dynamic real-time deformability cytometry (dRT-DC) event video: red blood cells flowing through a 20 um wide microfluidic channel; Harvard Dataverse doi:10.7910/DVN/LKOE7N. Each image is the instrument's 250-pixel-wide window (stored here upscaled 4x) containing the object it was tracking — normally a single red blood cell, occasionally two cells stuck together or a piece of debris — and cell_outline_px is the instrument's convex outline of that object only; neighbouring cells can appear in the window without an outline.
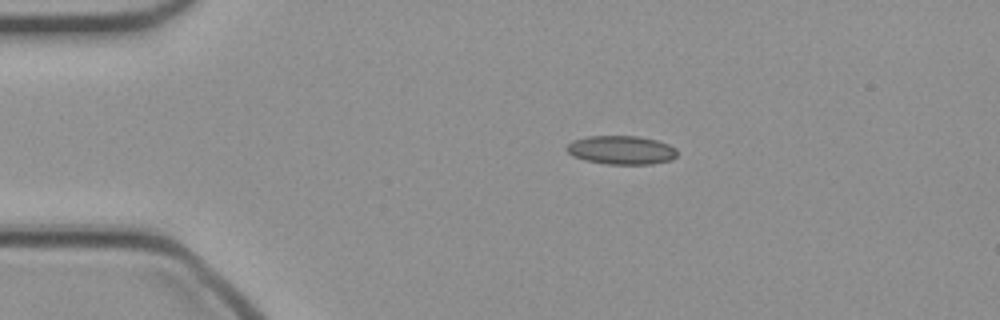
{"species": "common noctule bat (a hibernating species)", "species_latin": "Nyctalus noctula", "temperature_condition": "cold", "stored_images_in_passage": 36, "camera_frame_rate_fps": 3000, "um_per_image_px": 0.085, "animal": {"sex": "female", "body_mass_g": 21.9}, "frame": {"image": 1, "passage_image": 10, "time_ms": 3.0, "image_size_px": [1000, 320], "cell_outline_px": [[676, 156], [672, 160], [652, 164], [604, 164], [584, 160], [572, 156], [564, 148], [572, 140], [588, 136], [636, 136], [656, 140], [668, 144], [676, 148]], "centroid_in_image_um": [52.78, 12.76], "position_along_channel_um": 32.2, "area_um2": 18.61}}
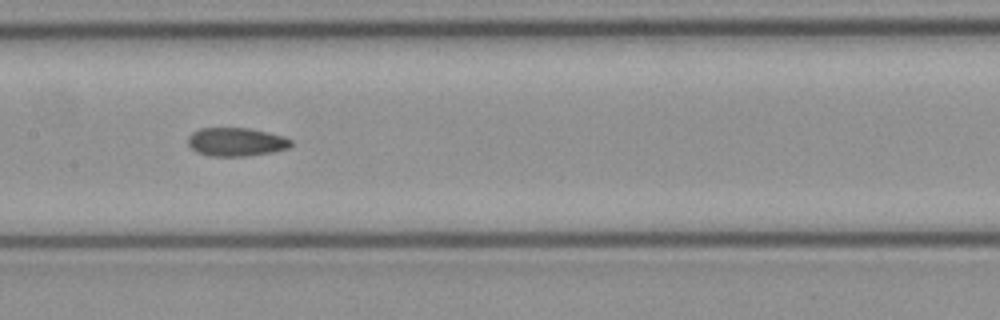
{"frame": {"image": 2, "passage_image": 24, "time_ms": 7.667, "image_size_px": [1000, 320], "cell_outline_px": [[292, 144], [288, 148], [272, 152], [248, 156], [212, 156], [196, 152], [188, 144], [188, 136], [192, 132], [200, 128], [248, 128], [268, 132], [284, 136], [292, 140]], "centroid_in_image_um": [20.08, 12.06], "position_along_channel_um": 187.3, "area_um2": 17.17}}
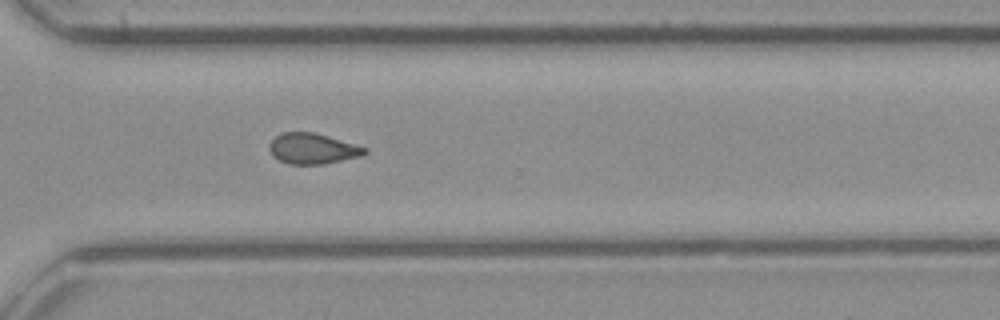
{"frame": {"image": 3, "passage_image": 35, "time_ms": 11.333, "image_size_px": [1000, 320], "cell_outline_px": [[368, 152], [360, 156], [324, 164], [288, 164], [272, 156], [268, 148], [268, 144], [280, 132], [316, 132], [368, 148]], "centroid_in_image_um": [26.55, 12.62], "position_along_channel_um": 344.0, "area_um2": 17.17}}